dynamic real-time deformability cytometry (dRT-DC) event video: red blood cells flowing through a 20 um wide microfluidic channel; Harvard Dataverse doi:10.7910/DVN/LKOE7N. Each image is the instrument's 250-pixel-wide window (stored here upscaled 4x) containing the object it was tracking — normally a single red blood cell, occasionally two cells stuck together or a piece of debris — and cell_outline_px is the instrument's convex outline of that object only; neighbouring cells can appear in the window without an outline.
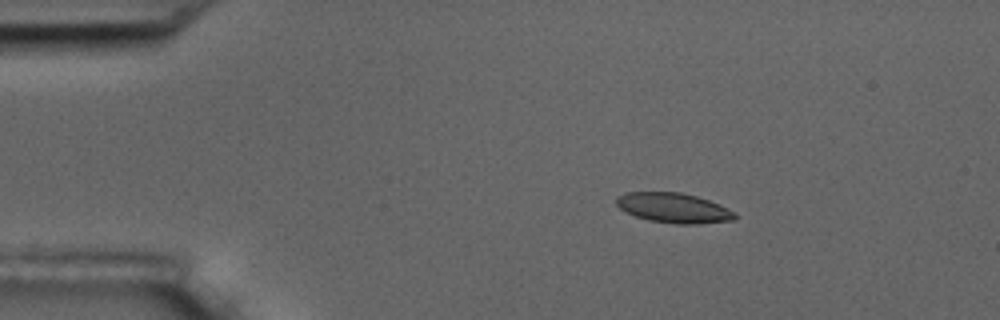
{"species": "common noctule bat (a hibernating species)", "species_latin": "Nyctalus noctula", "temperature_condition": "room temperature", "stored_images_in_passage": 5, "camera_frame_rate_fps": 3000, "um_per_image_px": 0.085, "animal": {"sex": "male", "body_mass_g": 17.5, "forearm_length_mm": 52.3}, "frame": {"image": 1, "passage_image": 3, "time_ms": 3.0, "image_size_px": [1000, 320], "cell_outline_px": [[736, 220], [696, 224], [676, 224], [648, 220], [636, 216], [620, 208], [616, 204], [616, 196], [628, 192], [680, 192], [696, 196], [720, 204], [736, 212]], "centroid_in_image_um": [57.29, 17.67], "position_along_channel_um": 27.7, "area_um2": 20.69}}